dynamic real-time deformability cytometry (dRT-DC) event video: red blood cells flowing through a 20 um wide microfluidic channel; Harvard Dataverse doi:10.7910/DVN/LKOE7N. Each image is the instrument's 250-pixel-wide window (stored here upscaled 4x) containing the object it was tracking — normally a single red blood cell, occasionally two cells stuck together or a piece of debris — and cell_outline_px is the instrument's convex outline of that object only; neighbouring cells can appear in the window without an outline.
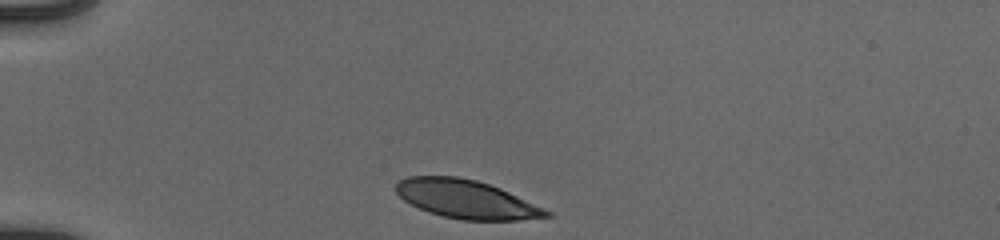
{"species": "human", "species_latin": "Homo sapiens", "temperature_condition": "cold", "stored_images_in_passage": 32, "camera_frame_rate_fps": 3000, "um_per_image_px": 0.085, "donor": {"sex": "male"}, "frame": {"image": 1, "passage_image": 1, "time_ms": 0.0, "image_size_px": [1000, 240], "cell_outline_px": [[556, 216], [520, 220], [460, 220], [428, 212], [404, 200], [396, 192], [396, 184], [400, 180], [408, 176], [456, 176], [476, 180], [500, 188], [544, 208], [552, 212]], "centroid_in_image_um": [39.67, 16.94], "position_along_channel_um": 45.3, "area_um2": 33.58}}
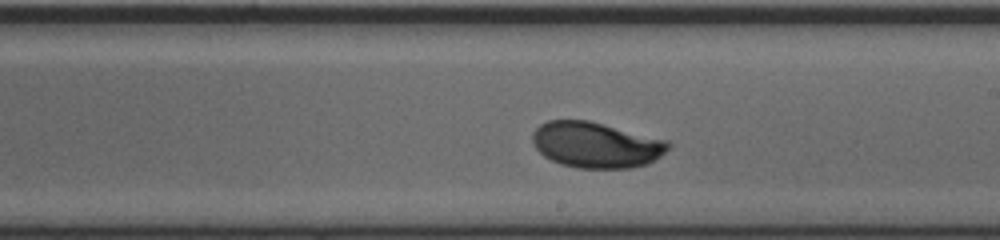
{"frame": {"image": 2, "passage_image": 19, "time_ms": 6.0, "image_size_px": [1000, 240], "cell_outline_px": [[672, 144], [660, 156], [648, 164], [632, 168], [576, 168], [560, 164], [544, 156], [536, 148], [532, 140], [532, 132], [540, 124], [548, 120], [588, 120], [668, 140]], "centroid_in_image_um": [50.66, 12.32], "position_along_channel_um": 238.3, "area_um2": 36.3}}
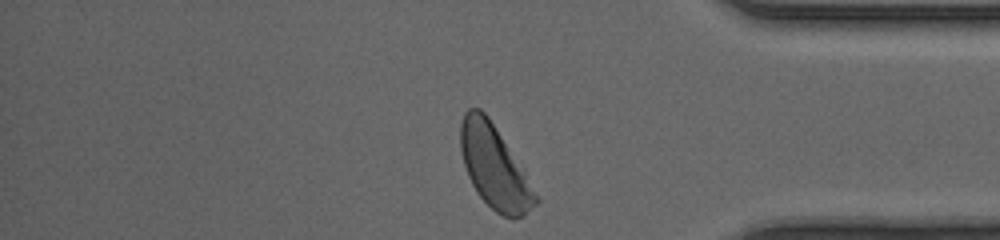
{"frame": {"image": 3, "passage_image": 32, "time_ms": 10.333, "image_size_px": [1000, 240], "cell_outline_px": [[540, 200], [524, 216], [512, 220], [496, 212], [476, 192], [468, 176], [464, 164], [460, 148], [460, 124], [464, 112], [468, 108], [480, 108], [488, 116], [524, 168]], "centroid_in_image_um": [42.05, 14.19], "position_along_channel_um": 393.2, "area_um2": 36.53}, "authors_computed_cell_mechanics": {"area_um2": 36.0672, "velocity_mm_per_s": 3.8934, "shape_relaxation_time_tau1_ms": 2.6328, "shape_relaxation_time_tau2_ms": null, "deformation_change_tau1": 0.1538, "deformation_change_tau2": null}}